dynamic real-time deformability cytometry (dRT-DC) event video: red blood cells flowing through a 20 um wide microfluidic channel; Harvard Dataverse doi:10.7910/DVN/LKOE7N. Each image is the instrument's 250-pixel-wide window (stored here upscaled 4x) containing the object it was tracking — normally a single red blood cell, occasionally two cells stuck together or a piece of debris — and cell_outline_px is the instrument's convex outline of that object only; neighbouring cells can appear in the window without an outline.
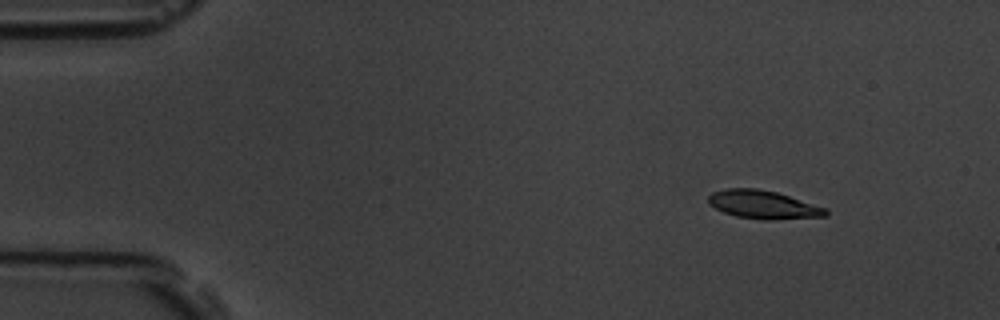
{"species": "common noctule bat (a hibernating species)", "species_latin": "Nyctalus noctula", "temperature_condition": "room temperature", "stored_images_in_passage": 5, "camera_frame_rate_fps": 3000, "um_per_image_px": 0.085, "animal": {"sex": "male", "body_mass_g": 19.5, "forearm_length_mm": 54.6}, "frame": {"image": 1, "passage_image": 2, "time_ms": 1.0, "image_size_px": [1000, 320], "cell_outline_px": [[828, 216], [768, 220], [764, 220], [736, 216], [724, 212], [708, 204], [708, 196], [712, 192], [728, 188], [756, 188], [776, 192], [828, 208]], "centroid_in_image_um": [64.89, 17.39], "position_along_channel_um": 20.1, "area_um2": 19.36}}
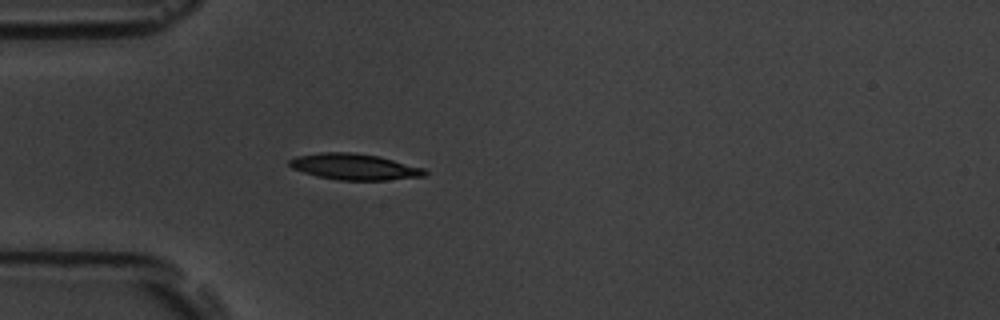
{"frame": {"image": 2, "passage_image": 5, "time_ms": 4.333, "image_size_px": [1000, 320], "cell_outline_px": [[428, 172], [424, 176], [388, 180], [336, 180], [316, 176], [292, 168], [288, 164], [288, 160], [296, 156], [320, 152], [348, 152], [380, 156], [424, 168]], "centroid_in_image_um": [30.11, 14.17], "position_along_channel_um": 54.9, "area_um2": 20.69}}